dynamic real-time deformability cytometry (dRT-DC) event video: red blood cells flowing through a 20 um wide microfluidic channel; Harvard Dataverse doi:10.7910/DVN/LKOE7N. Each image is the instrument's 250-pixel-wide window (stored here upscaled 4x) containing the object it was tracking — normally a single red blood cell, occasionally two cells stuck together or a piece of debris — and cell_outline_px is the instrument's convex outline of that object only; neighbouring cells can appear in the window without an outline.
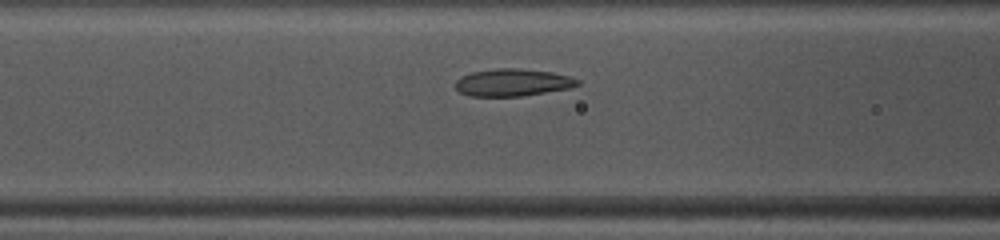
{"species": "common noctule bat (a hibernating species)", "species_latin": "Nyctalus noctula", "temperature_condition": "warm", "stored_images_in_passage": 40, "camera_frame_rate_fps": 3000, "um_per_image_px": 0.085, "animal": {"sex": "female", "body_mass_g": 10.0, "forearm_length_mm": 53.1}, "frame": {"image": 1, "passage_image": 17, "time_ms": 5.333, "image_size_px": [1000, 240], "cell_outline_px": [[580, 84], [568, 88], [520, 96], [468, 96], [460, 92], [456, 88], [456, 80], [460, 76], [472, 72], [496, 68], [516, 68], [552, 72], [568, 76], [580, 80]], "centroid_in_image_um": [43.54, 7.0], "position_along_channel_um": 123.1, "area_um2": 19.31}}
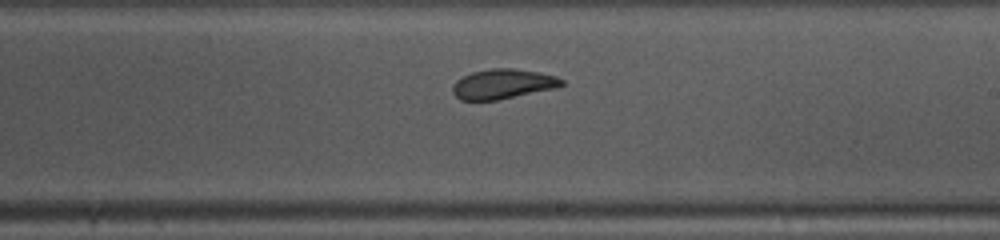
{"frame": {"image": 2, "passage_image": 26, "time_ms": 8.333, "image_size_px": [1000, 240], "cell_outline_px": [[564, 84], [556, 88], [496, 100], [460, 100], [452, 92], [452, 88], [456, 80], [472, 72], [492, 68], [512, 68], [540, 72], [556, 76], [564, 80]], "centroid_in_image_um": [42.75, 7.13], "position_along_channel_um": 246.2, "area_um2": 18.9}}
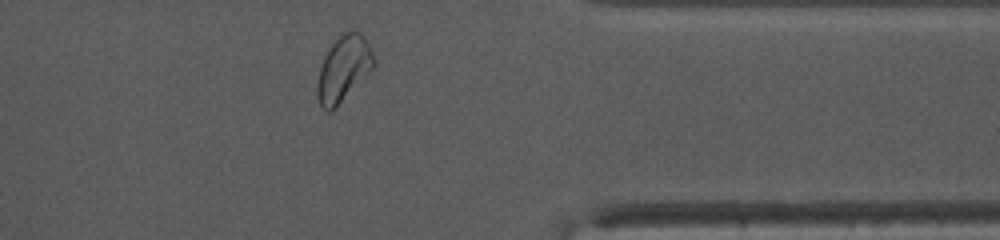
{"frame": {"image": 3, "passage_image": 37, "time_ms": 12.0, "image_size_px": [1000, 240], "cell_outline_px": [[376, 64], [328, 112], [320, 104], [316, 96], [316, 84], [320, 68], [324, 56], [328, 48], [340, 32], [352, 28], [360, 32], [368, 40], [376, 60]], "centroid_in_image_um": [29.19, 5.7], "position_along_channel_um": 382.2, "area_um2": 21.39}, "authors_computed_cell_mechanics": {"area_um2": 20.4323, "velocity_mm_per_s": 4.1192, "shape_relaxation_time_tau1_ms": 9.9401, "shape_relaxation_time_tau2_ms": 4.1541, "deformation_change_tau1": 0.1962, "deformation_change_tau2": 0.0951}}